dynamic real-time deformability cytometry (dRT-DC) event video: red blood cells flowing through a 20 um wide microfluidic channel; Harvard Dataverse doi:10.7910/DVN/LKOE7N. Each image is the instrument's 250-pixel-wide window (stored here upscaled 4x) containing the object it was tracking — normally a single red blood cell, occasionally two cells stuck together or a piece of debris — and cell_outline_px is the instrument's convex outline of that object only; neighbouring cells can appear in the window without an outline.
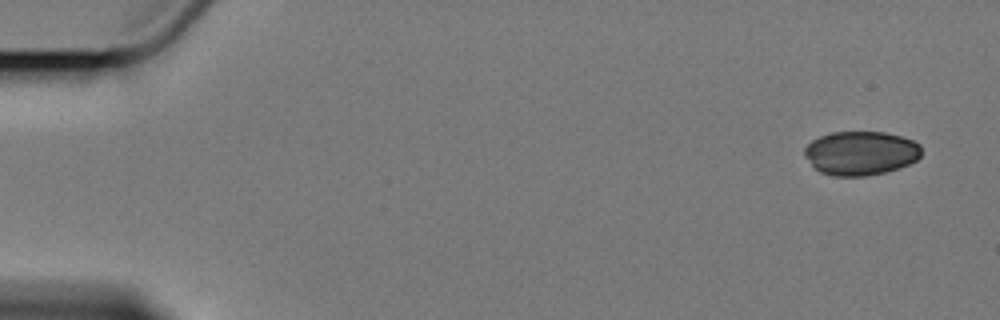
{"species": "Egyptian fruit bat (a non-hibernating species)", "species_latin": "Rousettus aegyptiacus", "temperature_condition": "cold", "stored_images_in_passage": 2, "camera_frame_rate_fps": 3000, "um_per_image_px": 0.085, "animal": {"sex": "female"}, "frame": {"image": 1, "passage_image": 1, "time_ms": 0.0, "image_size_px": [1000, 320], "cell_outline_px": [[920, 156], [916, 160], [908, 164], [884, 172], [868, 176], [832, 176], [820, 172], [804, 156], [804, 148], [812, 140], [820, 136], [832, 132], [884, 132], [900, 136], [912, 140], [920, 144]], "centroid_in_image_um": [73.14, 13.01], "position_along_channel_um": 11.9, "area_um2": 29.82}}